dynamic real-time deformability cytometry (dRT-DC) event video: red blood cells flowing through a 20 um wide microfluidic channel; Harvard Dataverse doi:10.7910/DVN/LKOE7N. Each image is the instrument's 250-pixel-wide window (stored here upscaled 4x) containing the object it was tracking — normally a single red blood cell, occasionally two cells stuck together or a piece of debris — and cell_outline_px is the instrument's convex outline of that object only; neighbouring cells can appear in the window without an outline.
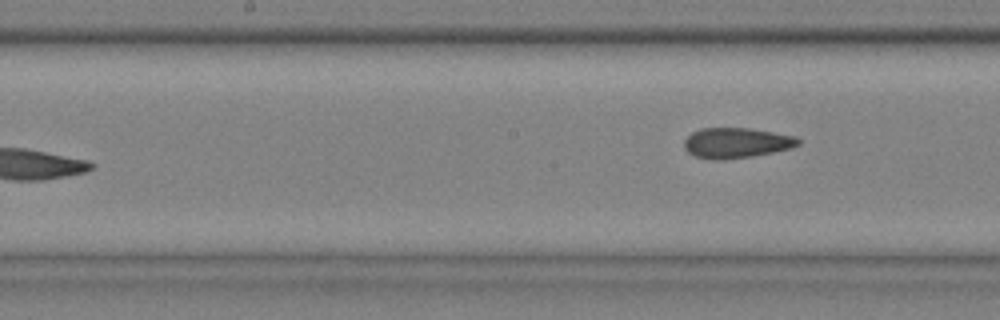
{"species": "common noctule bat (a hibernating species)", "species_latin": "Nyctalus noctula", "temperature_condition": "cold", "stored_images_in_passage": 8, "camera_frame_rate_fps": 3000, "um_per_image_px": 0.085, "animal": {"sex": "male", "body_mass_g": 20.4}, "frame": {"image": 1, "passage_image": 8, "time_ms": 2.333, "image_size_px": [1000, 320], "cell_outline_px": [[800, 144], [792, 148], [752, 156], [724, 160], [712, 160], [696, 156], [688, 152], [684, 148], [684, 140], [692, 132], [700, 128], [748, 128], [796, 136], [800, 140]], "centroid_in_image_um": [62.58, 12.15], "position_along_channel_um": 185.6, "area_um2": 20.17}}